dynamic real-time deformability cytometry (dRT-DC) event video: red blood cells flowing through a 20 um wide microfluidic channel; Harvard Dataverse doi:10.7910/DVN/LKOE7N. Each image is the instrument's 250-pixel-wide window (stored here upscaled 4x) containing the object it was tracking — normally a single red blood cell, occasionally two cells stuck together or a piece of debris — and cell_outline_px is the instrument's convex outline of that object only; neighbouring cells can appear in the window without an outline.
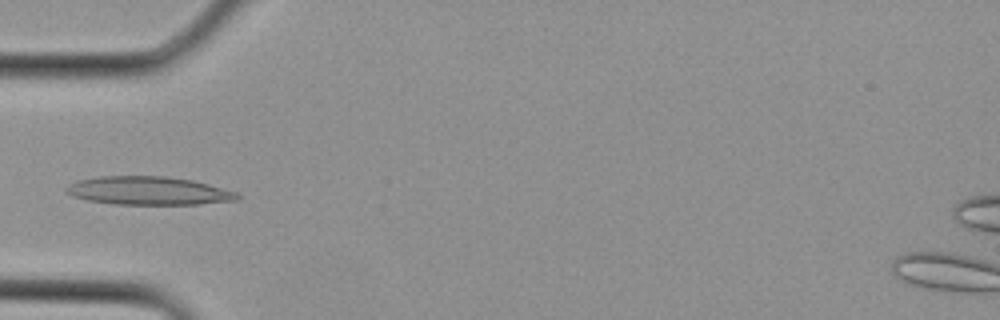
{"species": "Egyptian fruit bat (a non-hibernating species)", "species_latin": "Rousettus aegyptiacus", "temperature_condition": "cold", "stored_images_in_passage": 2, "camera_frame_rate_fps": 3000, "um_per_image_px": 0.085, "animal": {"sex": "female"}, "frame": {"image": 1, "passage_image": 2, "time_ms": 0.333, "image_size_px": [1000, 320], "cell_outline_px": [[240, 196], [236, 200], [200, 204], [112, 204], [88, 200], [72, 196], [64, 192], [64, 188], [68, 184], [80, 180], [100, 176], [164, 176], [192, 180], [208, 184], [236, 192]], "centroid_in_image_um": [12.58, 16.21], "position_along_channel_um": 72.4, "area_um2": 28.15}}